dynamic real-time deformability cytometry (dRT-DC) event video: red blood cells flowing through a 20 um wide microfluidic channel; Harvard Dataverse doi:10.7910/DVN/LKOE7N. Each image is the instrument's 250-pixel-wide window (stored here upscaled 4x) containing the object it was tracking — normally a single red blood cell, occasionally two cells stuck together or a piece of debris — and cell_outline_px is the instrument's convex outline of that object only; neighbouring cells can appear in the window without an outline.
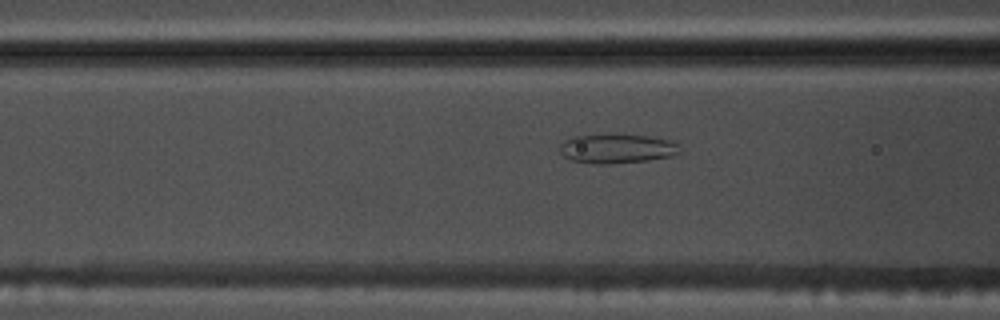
{"species": "common noctule bat (a hibernating species)", "species_latin": "Nyctalus noctula", "temperature_condition": "warm", "stored_images_in_passage": 38, "camera_frame_rate_fps": 3000, "um_per_image_px": 0.085, "animal": {"sex": "male", "body_mass_g": 17.5, "forearm_length_mm": 52.3}, "frame": {"image": 1, "passage_image": 5, "time_ms": 1.333, "image_size_px": [1000, 320], "cell_outline_px": [[680, 152], [672, 156], [648, 160], [612, 164], [592, 164], [572, 160], [564, 156], [560, 152], [560, 144], [564, 140], [576, 136], [616, 132], [648, 136], [668, 140], [680, 144]], "centroid_in_image_um": [52.44, 12.61], "position_along_channel_um": 114.2, "area_um2": 21.1}}
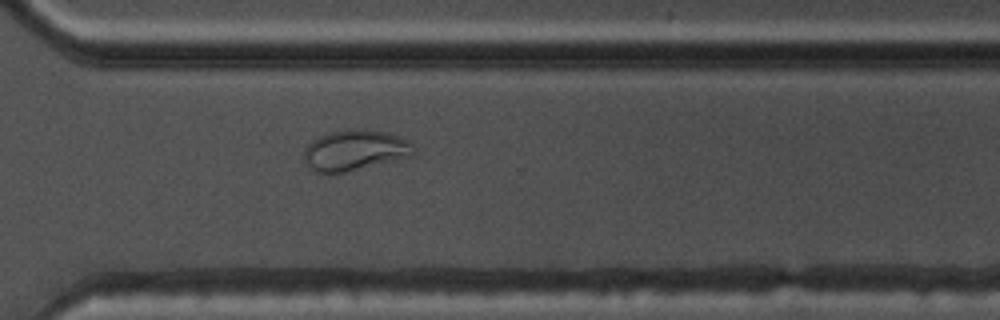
{"frame": {"image": 2, "passage_image": 23, "time_ms": 7.333, "image_size_px": [1000, 320], "cell_outline_px": [[416, 152], [412, 156], [396, 160], [344, 172], [316, 172], [304, 160], [304, 148], [312, 140], [320, 136], [332, 132], [352, 128], [364, 128], [384, 132], [400, 136], [408, 140], [412, 144]], "centroid_in_image_um": [30.2, 12.75], "position_along_channel_um": 340.4, "area_um2": 25.84}}
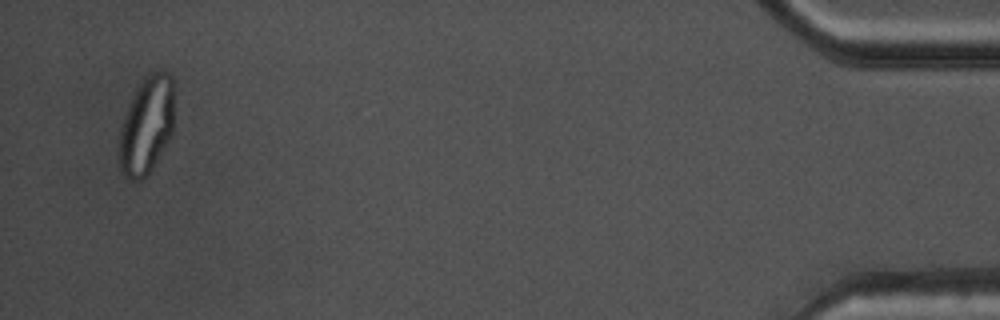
{"frame": {"image": 3, "passage_image": 36, "time_ms": 11.667, "image_size_px": [1000, 320], "cell_outline_px": [[172, 132], [164, 148], [148, 172], [140, 180], [128, 180], [124, 176], [120, 168], [120, 128], [128, 104], [140, 80], [148, 72], [168, 72], [172, 76]], "centroid_in_image_um": [12.43, 10.62], "position_along_channel_um": 422.8, "area_um2": 30.87}, "authors_computed_cell_mechanics": {"area_um2": 23.5824, "velocity_mm_per_s": 3.7728, "shape_relaxation_time_tau1_ms": null, "shape_relaxation_time_tau2_ms": 0.9064, "deformation_change_tau1": null, "deformation_change_tau2": 0.0633}}